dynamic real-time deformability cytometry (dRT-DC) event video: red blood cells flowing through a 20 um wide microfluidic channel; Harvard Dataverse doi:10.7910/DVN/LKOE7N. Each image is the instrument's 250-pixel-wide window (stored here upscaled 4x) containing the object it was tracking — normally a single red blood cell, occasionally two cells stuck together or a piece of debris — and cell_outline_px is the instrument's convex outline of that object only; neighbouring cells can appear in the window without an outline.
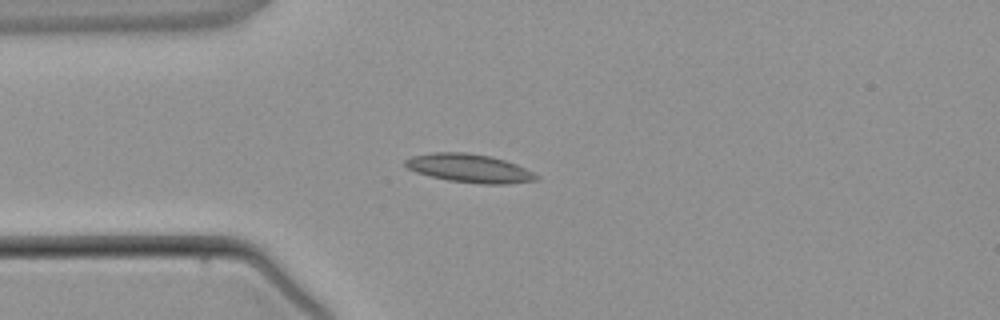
{"species": "common noctule bat (a hibernating species)", "species_latin": "Nyctalus noctula", "temperature_condition": "warm", "stored_images_in_passage": 2, "camera_frame_rate_fps": 3000, "um_per_image_px": 0.085, "animal": {"sex": "male", "body_mass_g": 21.5, "forearm_length_mm": 52.0}, "frame": {"image": 1, "passage_image": 2, "time_ms": 1.333, "image_size_px": [1000, 320], "cell_outline_px": [[540, 176], [536, 180], [508, 184], [480, 184], [448, 180], [416, 172], [408, 168], [404, 164], [404, 160], [412, 156], [432, 152], [464, 152], [492, 156], [516, 164]], "centroid_in_image_um": [39.89, 14.3], "position_along_channel_um": 45.1, "area_um2": 21.68}}